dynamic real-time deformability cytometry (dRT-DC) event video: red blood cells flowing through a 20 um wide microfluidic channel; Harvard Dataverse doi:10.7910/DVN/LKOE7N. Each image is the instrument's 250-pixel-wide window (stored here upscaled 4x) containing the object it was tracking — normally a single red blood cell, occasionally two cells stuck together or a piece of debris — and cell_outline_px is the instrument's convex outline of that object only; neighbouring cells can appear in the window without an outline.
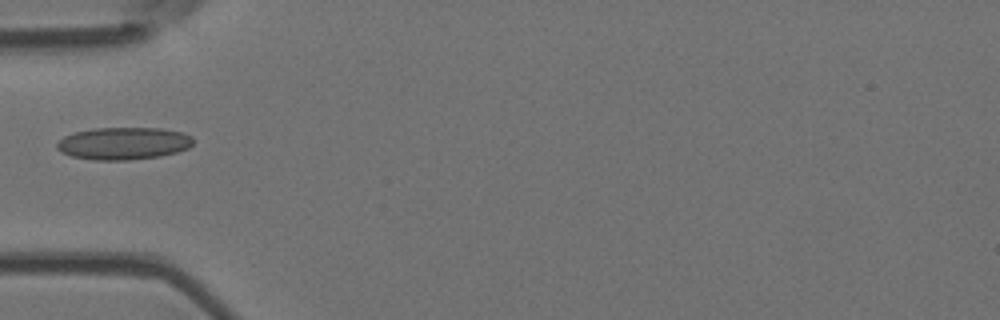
{"species": "Egyptian fruit bat (a non-hibernating species)", "species_latin": "Rousettus aegyptiacus", "temperature_condition": "room temperature", "stored_images_in_passage": 37, "camera_frame_rate_fps": 3000, "um_per_image_px": 0.085, "animal": {"sex": "female"}, "frame": {"image": 1, "passage_image": 1, "time_ms": 0.0, "image_size_px": [1000, 320], "cell_outline_px": [[192, 144], [188, 148], [176, 152], [160, 156], [128, 160], [92, 160], [72, 156], [60, 152], [56, 148], [56, 144], [64, 136], [76, 132], [96, 128], [160, 128], [180, 132], [192, 136]], "centroid_in_image_um": [10.48, 12.19], "position_along_channel_um": 74.5, "area_um2": 25.61}}
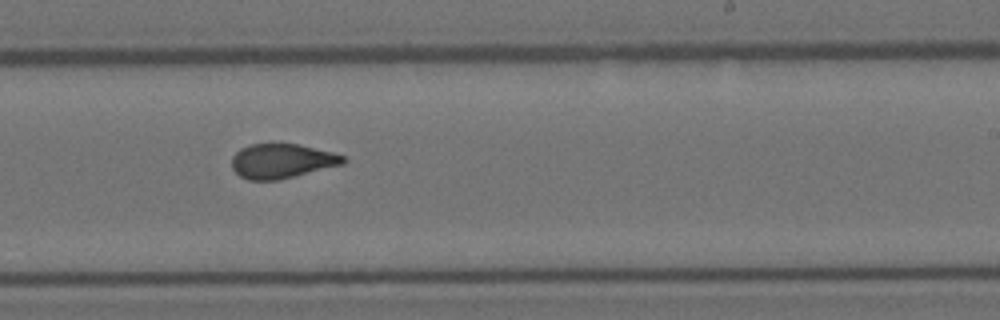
{"frame": {"image": 2, "passage_image": 16, "time_ms": 5.0, "image_size_px": [1000, 320], "cell_outline_px": [[348, 160], [344, 164], [276, 180], [248, 180], [240, 176], [232, 168], [232, 156], [240, 148], [252, 144], [272, 140], [296, 144], [332, 152], [344, 156]], "centroid_in_image_um": [23.92, 13.64], "position_along_channel_um": 265.1, "area_um2": 22.83}}
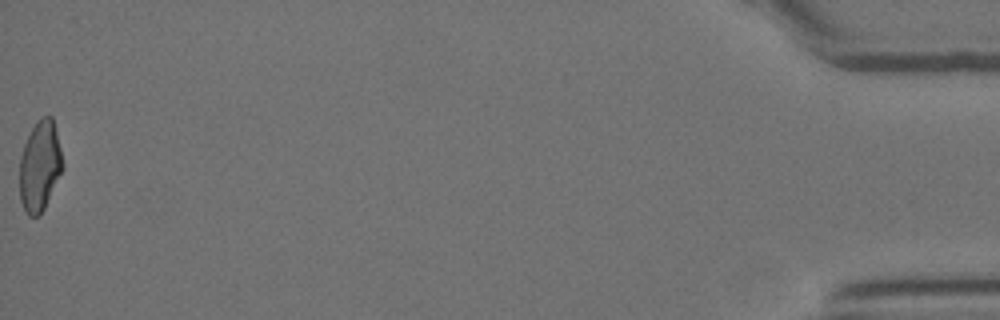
{"frame": {"image": 3, "passage_image": 37, "time_ms": 12.0, "image_size_px": [1000, 320], "cell_outline_px": [[64, 168], [40, 216], [28, 216], [20, 200], [20, 156], [24, 144], [32, 128], [40, 116], [52, 116], [64, 164]], "centroid_in_image_um": [3.39, 14.12], "position_along_channel_um": 431.8, "area_um2": 22.6}}